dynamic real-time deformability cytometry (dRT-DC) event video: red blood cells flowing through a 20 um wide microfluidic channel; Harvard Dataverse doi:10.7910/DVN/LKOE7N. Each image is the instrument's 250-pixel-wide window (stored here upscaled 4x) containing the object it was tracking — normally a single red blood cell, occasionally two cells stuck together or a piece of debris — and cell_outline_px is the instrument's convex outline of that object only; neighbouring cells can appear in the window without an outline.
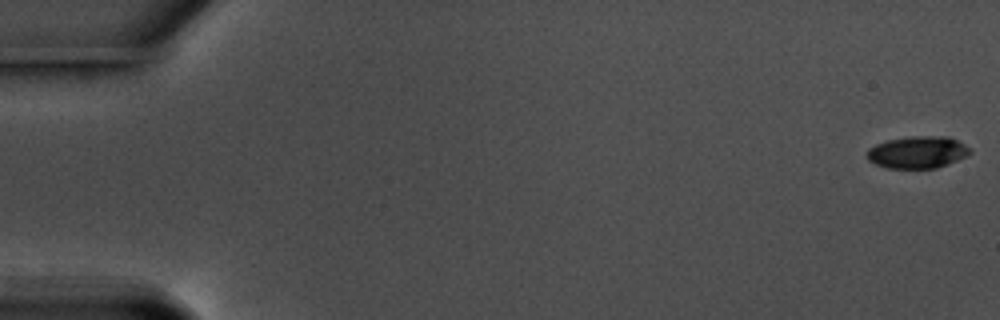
{"species": "common noctule bat (a hibernating species)", "species_latin": "Nyctalus noctula", "temperature_condition": "warm", "stored_images_in_passage": 57, "camera_frame_rate_fps": 3000, "um_per_image_px": 0.085, "animal": {"sex": "male", "body_mass_g": 17.5, "forearm_length_mm": 52.3}, "frame": {"image": 1, "passage_image": 1, "time_ms": 0.0, "image_size_px": [1000, 320], "cell_outline_px": [[972, 152], [956, 160], [936, 168], [888, 168], [876, 164], [868, 160], [868, 148], [876, 144], [888, 140], [912, 136], [948, 136], [972, 148]], "centroid_in_image_um": [78.0, 12.93], "position_along_channel_um": 7.0, "area_um2": 19.07}}
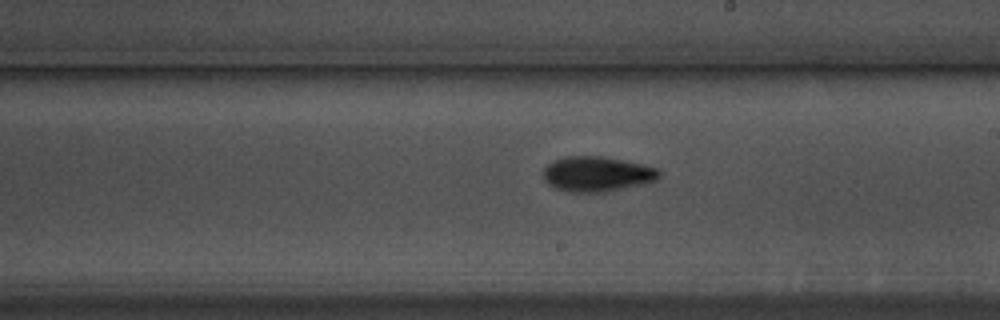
{"frame": {"image": 2, "passage_image": 34, "time_ms": 11.0, "image_size_px": [1000, 320], "cell_outline_px": [[660, 176], [656, 180], [608, 192], [568, 192], [556, 188], [548, 184], [544, 180], [544, 168], [552, 160], [564, 156], [600, 156], [644, 164], [656, 168], [660, 172]], "centroid_in_image_um": [50.71, 14.79], "position_along_channel_um": 238.3, "area_um2": 23.7}}
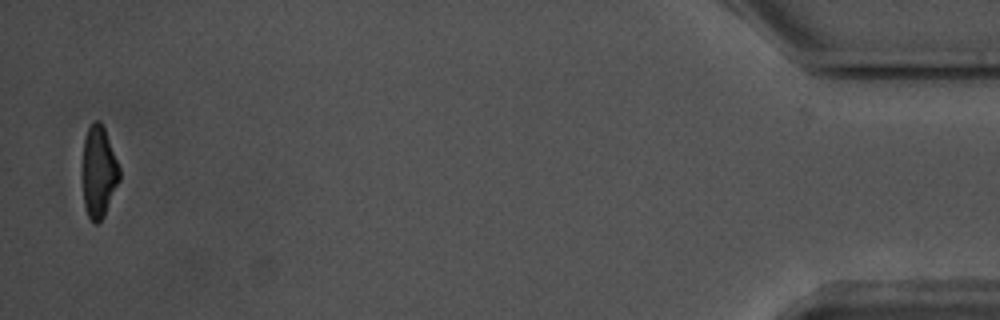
{"frame": {"image": 3, "passage_image": 57, "time_ms": 18.667, "image_size_px": [1000, 320], "cell_outline_px": [[120, 180], [104, 216], [96, 224], [88, 216], [84, 204], [84, 140], [88, 128], [96, 120], [100, 120], [104, 128], [120, 168]], "centroid_in_image_um": [8.42, 14.61], "position_along_channel_um": 426.8, "area_um2": 19.19}, "authors_computed_cell_mechanics": {"area_um2": 21.3282, "velocity_mm_per_s": 3.5896, "shape_relaxation_time_tau1_ms": 3.036, "shape_relaxation_time_tau2_ms": 5.6953, "deformation_change_tau1": 0.1398, "deformation_change_tau2": 0.1396}}